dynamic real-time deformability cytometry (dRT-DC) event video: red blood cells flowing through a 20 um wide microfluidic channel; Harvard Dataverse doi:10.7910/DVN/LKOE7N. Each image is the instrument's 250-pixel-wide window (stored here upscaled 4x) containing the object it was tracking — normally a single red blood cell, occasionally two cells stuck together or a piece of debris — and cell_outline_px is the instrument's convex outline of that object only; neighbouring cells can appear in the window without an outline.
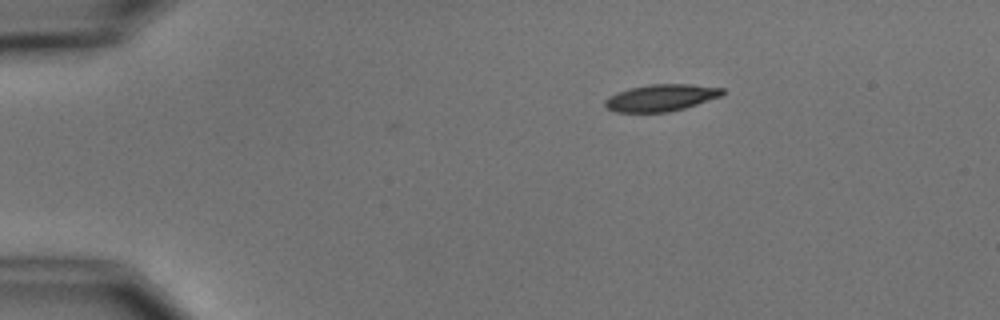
{"species": "common noctule bat (a hibernating species)", "species_latin": "Nyctalus noctula", "temperature_condition": "cold", "stored_images_in_passage": 3, "camera_frame_rate_fps": 3000, "um_per_image_px": 0.085, "animal": {"sex": "male", "body_mass_g": 15.6}, "frame": {"image": 1, "passage_image": 1, "time_ms": 0.0, "image_size_px": [1000, 320], "cell_outline_px": [[724, 92], [720, 96], [684, 108], [668, 112], [616, 112], [608, 108], [604, 104], [604, 100], [608, 96], [616, 92], [628, 88], [648, 84], [688, 84], [724, 88]], "centroid_in_image_um": [56.13, 8.3], "position_along_channel_um": 28.9, "area_um2": 18.32}}